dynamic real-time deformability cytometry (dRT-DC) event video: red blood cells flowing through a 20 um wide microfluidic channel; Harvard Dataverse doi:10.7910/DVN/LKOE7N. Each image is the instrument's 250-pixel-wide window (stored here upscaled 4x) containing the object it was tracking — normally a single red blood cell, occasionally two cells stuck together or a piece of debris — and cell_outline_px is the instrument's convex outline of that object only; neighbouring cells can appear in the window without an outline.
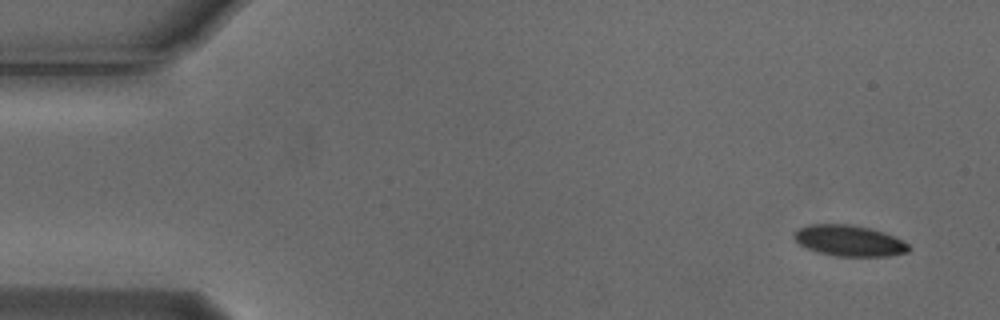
{"species": "Egyptian fruit bat (a non-hibernating species)", "species_latin": "Rousettus aegyptiacus", "temperature_condition": "cold", "stored_images_in_passage": 4, "camera_frame_rate_fps": 3000, "um_per_image_px": 0.085, "animal": {"sex": "male"}, "frame": {"image": 1, "passage_image": 1, "time_ms": 0.0, "image_size_px": [1000, 320], "cell_outline_px": [[912, 248], [908, 252], [888, 256], [836, 256], [816, 252], [800, 244], [792, 236], [792, 232], [808, 224], [852, 224], [872, 228], [884, 232], [908, 244]], "centroid_in_image_um": [72.17, 20.45], "position_along_channel_um": 12.8, "area_um2": 20.81}}
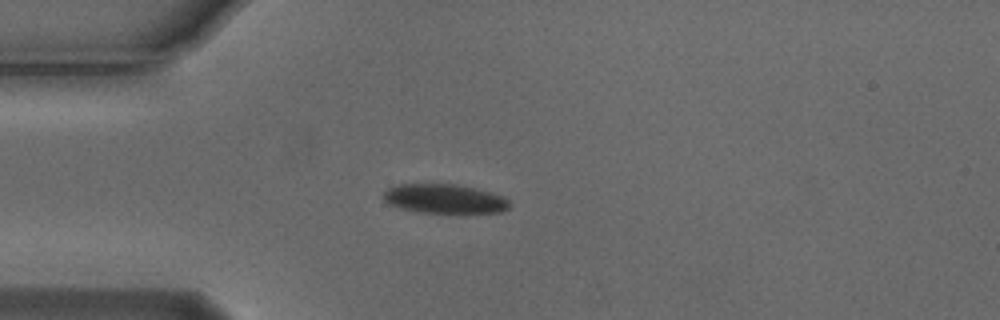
{"frame": {"image": 2, "passage_image": 4, "time_ms": 1.0, "image_size_px": [1000, 320], "cell_outline_px": [[512, 204], [508, 208], [500, 212], [460, 216], [420, 212], [400, 208], [388, 204], [384, 200], [384, 192], [388, 188], [396, 184], [456, 184], [476, 188], [492, 192], [504, 196]], "centroid_in_image_um": [37.86, 16.94], "position_along_channel_um": 47.1, "area_um2": 22.6}}